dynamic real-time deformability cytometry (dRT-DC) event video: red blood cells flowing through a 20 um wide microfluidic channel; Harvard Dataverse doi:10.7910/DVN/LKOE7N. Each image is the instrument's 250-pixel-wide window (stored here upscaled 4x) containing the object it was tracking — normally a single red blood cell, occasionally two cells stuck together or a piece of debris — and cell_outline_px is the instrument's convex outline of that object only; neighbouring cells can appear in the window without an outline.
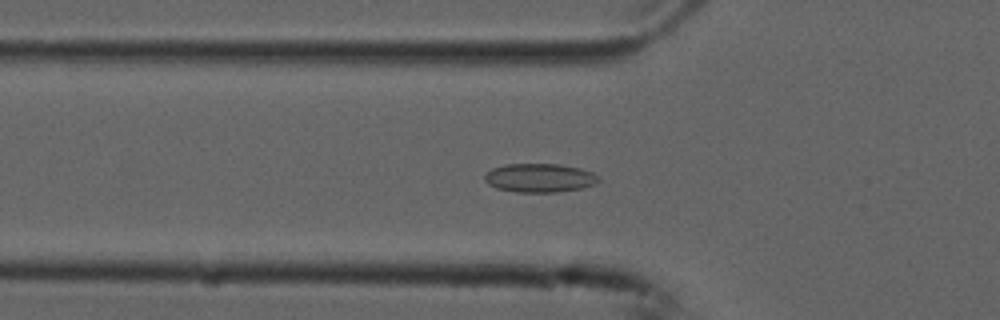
{"species": "common noctule bat (a hibernating species)", "species_latin": "Nyctalus noctula", "temperature_condition": "cold", "stored_images_in_passage": 47, "camera_frame_rate_fps": 3000, "um_per_image_px": 0.085, "animal": {"sex": "male", "forearm_length_mm": 52.5}, "frame": {"image": 1, "passage_image": 11, "time_ms": 3.333, "image_size_px": [1000, 320], "cell_outline_px": [[600, 180], [596, 184], [580, 188], [556, 192], [516, 192], [496, 188], [488, 184], [484, 180], [484, 176], [492, 168], [504, 164], [560, 164], [580, 168], [592, 172], [600, 176]], "centroid_in_image_um": [45.87, 15.11], "position_along_channel_um": 79.9, "area_um2": 19.19}}
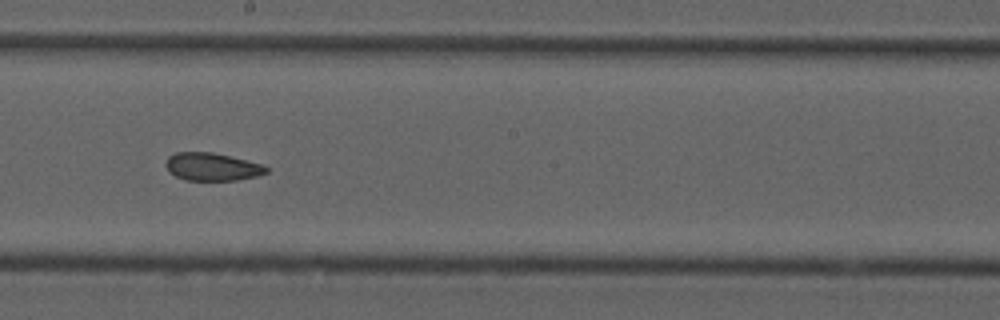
{"frame": {"image": 2, "passage_image": 23, "time_ms": 7.333, "image_size_px": [1000, 320], "cell_outline_px": [[268, 172], [256, 176], [236, 180], [184, 180], [168, 172], [164, 164], [168, 156], [176, 152], [212, 152], [264, 164], [268, 168]], "centroid_in_image_um": [18.0, 14.17], "position_along_channel_um": 230.2, "area_um2": 16.42}}
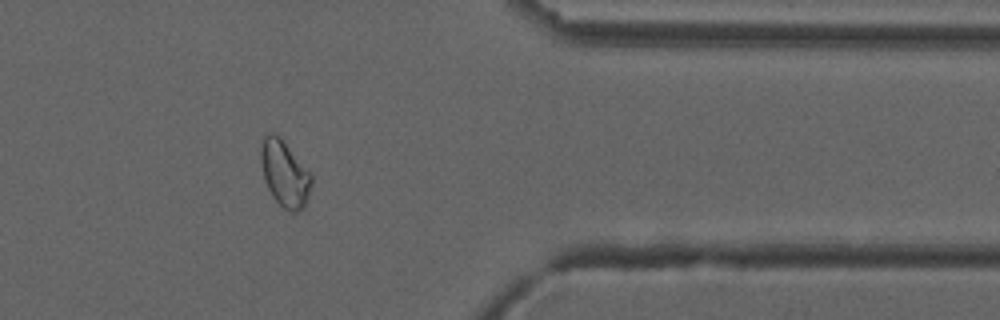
{"frame": {"image": 3, "passage_image": 37, "time_ms": 12.0, "image_size_px": [1000, 320], "cell_outline_px": [[312, 184], [304, 208], [300, 212], [292, 212], [284, 208], [272, 196], [264, 180], [260, 160], [260, 148], [264, 136], [268, 132], [272, 132], [280, 136], [312, 172]], "centroid_in_image_um": [24.21, 14.73], "position_along_channel_um": 387.2, "area_um2": 19.94}, "authors_computed_cell_mechanics": {"area_um2": 18.496, "velocity_mm_per_s": 3.7446, "shape_relaxation_time_tau1_ms": null, "shape_relaxation_time_tau2_ms": 1.6768, "deformation_change_tau1": null, "deformation_change_tau2": 0.0582}}